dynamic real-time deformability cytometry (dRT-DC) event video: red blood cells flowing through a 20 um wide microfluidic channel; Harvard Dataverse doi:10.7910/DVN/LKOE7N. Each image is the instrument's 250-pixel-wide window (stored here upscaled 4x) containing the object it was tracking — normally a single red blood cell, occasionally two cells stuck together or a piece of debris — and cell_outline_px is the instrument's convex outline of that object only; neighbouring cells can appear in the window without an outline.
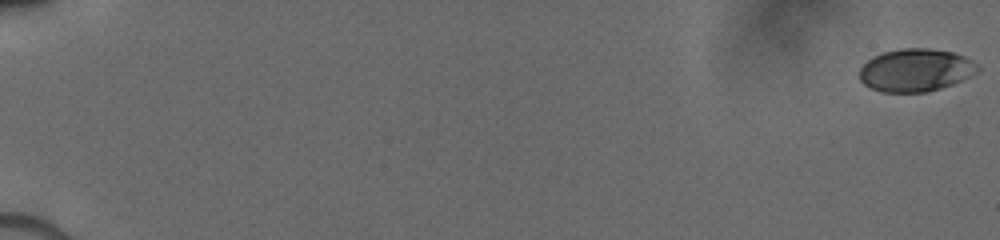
{"species": "human", "species_latin": "Homo sapiens", "temperature_condition": "cold", "stored_images_in_passage": 53, "camera_frame_rate_fps": 3000, "um_per_image_px": 0.085, "donor": {"sex": "male"}, "frame": {"image": 1, "passage_image": 1, "time_ms": 0.0, "image_size_px": [1000, 240], "cell_outline_px": [[980, 68], [976, 72], [952, 84], [928, 92], [880, 92], [864, 84], [860, 80], [860, 68], [872, 56], [884, 52], [900, 48], [928, 48], [952, 52], [964, 56], [972, 60]], "centroid_in_image_um": [77.8, 5.96], "position_along_channel_um": 7.2, "area_um2": 29.3}}
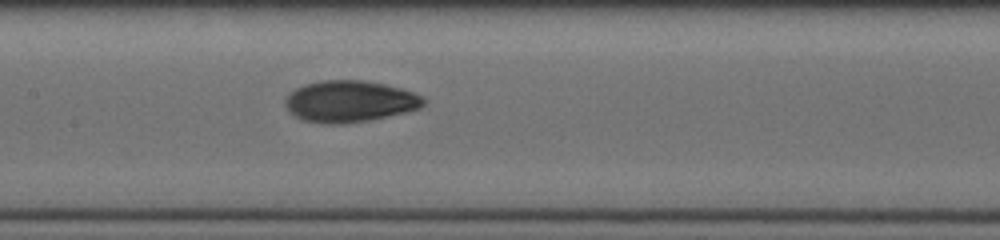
{"frame": {"image": 2, "passage_image": 30, "time_ms": 9.333, "image_size_px": [1000, 240], "cell_outline_px": [[424, 104], [420, 108], [404, 112], [368, 120], [344, 124], [320, 124], [300, 120], [288, 112], [284, 104], [284, 100], [296, 88], [304, 84], [320, 80], [364, 80], [384, 84], [400, 88], [412, 92], [420, 96], [424, 100]], "centroid_in_image_um": [29.65, 8.62], "position_along_channel_um": 177.8, "area_um2": 33.52}}
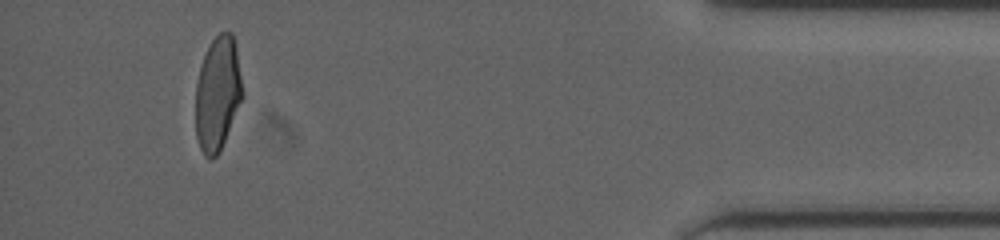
{"frame": {"image": 3, "passage_image": 51, "time_ms": 16.333, "image_size_px": [1000, 240], "cell_outline_px": [[244, 96], [220, 152], [212, 160], [208, 160], [204, 156], [200, 148], [196, 136], [196, 84], [200, 68], [204, 56], [212, 40], [220, 32], [232, 32], [236, 44], [244, 92]], "centroid_in_image_um": [18.52, 7.99], "position_along_channel_um": 416.7, "area_um2": 31.56}}